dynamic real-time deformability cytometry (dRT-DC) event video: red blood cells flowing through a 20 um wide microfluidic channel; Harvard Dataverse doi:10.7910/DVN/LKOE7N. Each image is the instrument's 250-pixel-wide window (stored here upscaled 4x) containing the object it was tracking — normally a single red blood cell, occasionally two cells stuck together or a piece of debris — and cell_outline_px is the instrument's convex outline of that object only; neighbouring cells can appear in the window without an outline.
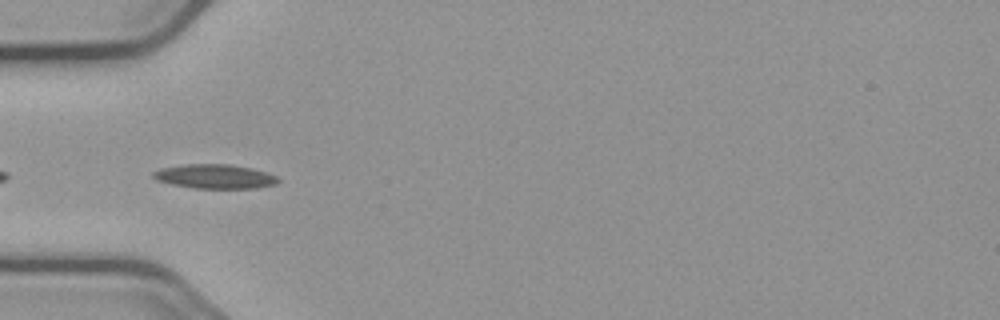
{"species": "common noctule bat (a hibernating species)", "species_latin": "Nyctalus noctula", "temperature_condition": "cold", "stored_images_in_passage": 46, "camera_frame_rate_fps": 3000, "um_per_image_px": 0.085, "animal": {"sex": "male", "body_mass_g": 23.1, "forearm_length_mm": 52.7}, "frame": {"image": 1, "passage_image": 9, "time_ms": 2.667, "image_size_px": [1000, 320], "cell_outline_px": [[280, 180], [276, 184], [256, 188], [192, 188], [172, 184], [156, 180], [152, 176], [152, 172], [160, 168], [184, 164], [228, 164], [252, 168], [268, 172], [276, 176]], "centroid_in_image_um": [18.26, 14.99], "position_along_channel_um": 66.7, "area_um2": 17.74}}
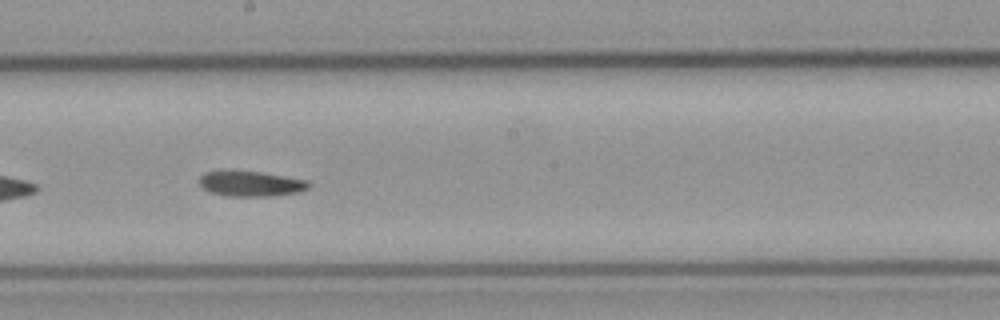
{"frame": {"image": 2, "passage_image": 22, "time_ms": 7.0, "image_size_px": [1000, 320], "cell_outline_px": [[312, 184], [308, 188], [300, 192], [276, 196], [228, 196], [212, 192], [204, 188], [200, 184], [200, 176], [204, 172], [260, 172], [308, 180]], "centroid_in_image_um": [21.41, 15.64], "position_along_channel_um": 226.8, "area_um2": 15.84}}
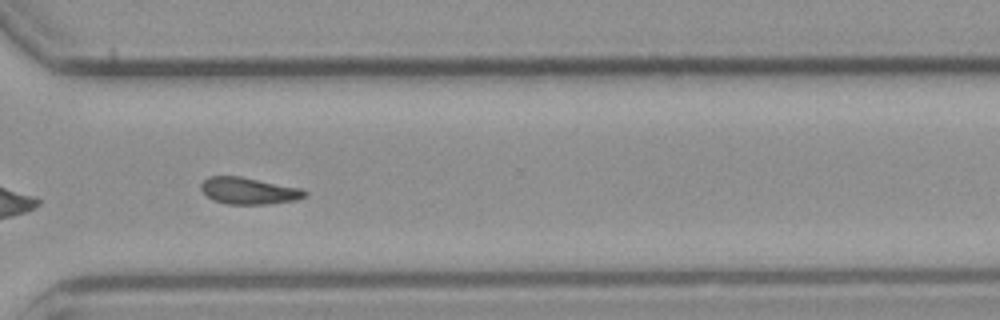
{"frame": {"image": 3, "passage_image": 32, "time_ms": 10.333, "image_size_px": [1000, 320], "cell_outline_px": [[308, 192], [304, 196], [296, 200], [268, 204], [228, 204], [212, 200], [200, 188], [200, 184], [208, 176], [240, 176], [300, 188]], "centroid_in_image_um": [21.12, 16.22], "position_along_channel_um": 349.5, "area_um2": 16.07}}